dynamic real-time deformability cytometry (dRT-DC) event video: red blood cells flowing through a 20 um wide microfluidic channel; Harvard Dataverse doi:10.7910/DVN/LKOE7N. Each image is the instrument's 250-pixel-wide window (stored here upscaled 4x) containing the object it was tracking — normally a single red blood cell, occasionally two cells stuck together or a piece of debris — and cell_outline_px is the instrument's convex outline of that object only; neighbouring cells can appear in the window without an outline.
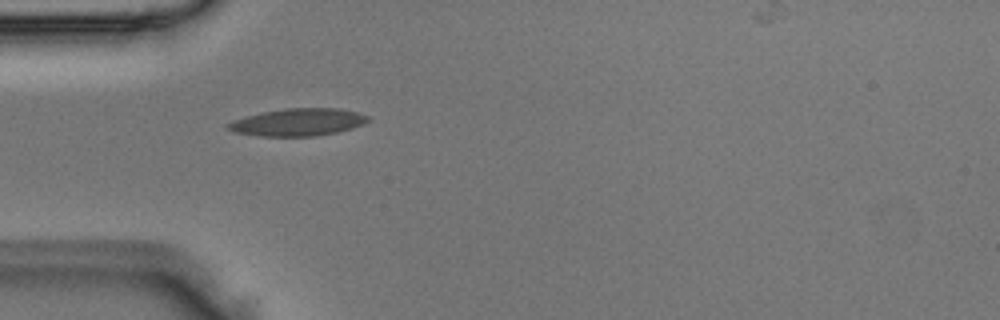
{"species": "Egyptian fruit bat (a non-hibernating species)", "species_latin": "Rousettus aegyptiacus", "temperature_condition": "room temperature", "stored_images_in_passage": 2, "camera_frame_rate_fps": 3000, "um_per_image_px": 0.085, "animal": {"sex": "male"}, "frame": {"image": 1, "passage_image": 1, "time_ms": 0.0, "image_size_px": [1000, 320], "cell_outline_px": [[368, 120], [352, 128], [336, 132], [312, 136], [260, 136], [232, 132], [224, 124], [244, 116], [284, 108], [340, 108], [356, 112], [368, 116]], "centroid_in_image_um": [25.26, 10.38], "position_along_channel_um": 59.7, "area_um2": 22.2}}